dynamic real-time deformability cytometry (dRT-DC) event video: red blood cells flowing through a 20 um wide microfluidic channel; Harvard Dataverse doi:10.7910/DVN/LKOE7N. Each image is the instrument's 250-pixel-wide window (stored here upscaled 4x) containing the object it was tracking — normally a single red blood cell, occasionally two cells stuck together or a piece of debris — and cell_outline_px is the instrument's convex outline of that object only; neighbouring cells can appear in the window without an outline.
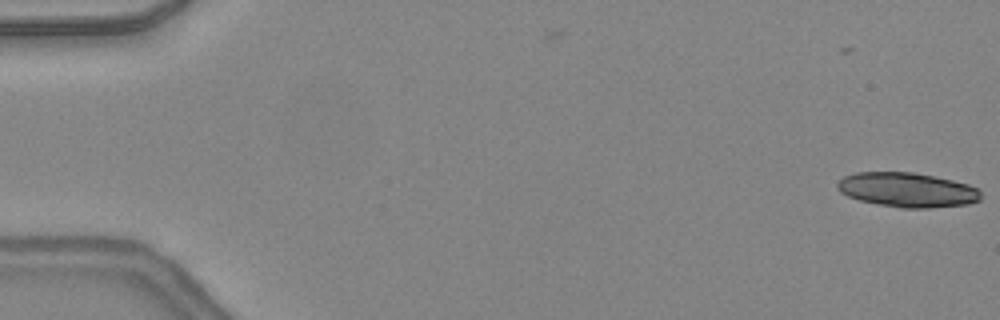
{"species": "common noctule bat (a hibernating species)", "species_latin": "Nyctalus noctula", "temperature_condition": "warm", "stored_images_in_passage": 3, "camera_frame_rate_fps": 3000, "um_per_image_px": 0.085, "animal": {"sex": "female", "body_mass_g": 24.6, "forearm_length_mm": 56.2}, "frame": {"image": 1, "passage_image": 3, "time_ms": 0.667, "image_size_px": [1000, 320], "cell_outline_px": [[980, 200], [968, 204], [928, 208], [900, 208], [860, 200], [848, 196], [840, 192], [836, 188], [836, 184], [844, 176], [856, 172], [912, 172], [952, 180], [968, 184], [976, 188], [980, 192]], "centroid_in_image_um": [77.1, 16.14], "position_along_channel_um": 7.9, "area_um2": 28.73}}